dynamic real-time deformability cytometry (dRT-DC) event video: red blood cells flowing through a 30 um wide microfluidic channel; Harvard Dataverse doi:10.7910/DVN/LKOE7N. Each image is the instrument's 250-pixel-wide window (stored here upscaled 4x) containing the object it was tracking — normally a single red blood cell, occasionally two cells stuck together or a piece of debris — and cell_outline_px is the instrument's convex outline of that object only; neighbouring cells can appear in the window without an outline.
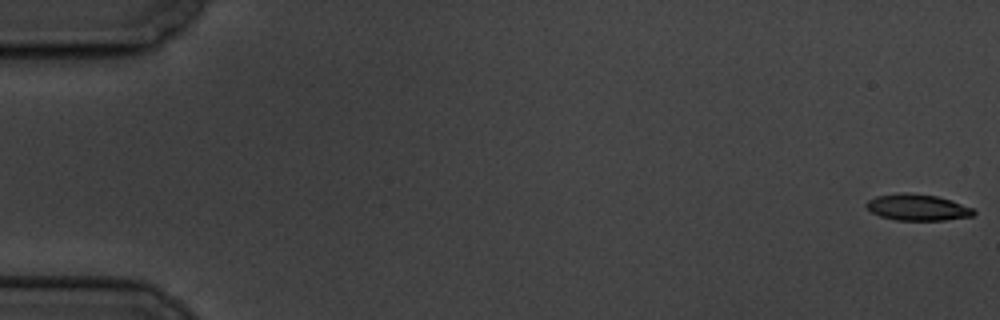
{"species": "common noctule bat (a hibernating species)", "species_latin": "Nyctalus noctula", "temperature_condition": "cold", "stored_images_in_passage": 6, "camera_frame_rate_fps": 3000, "um_per_image_px": 0.085, "animal": {"sex": "male", "body_mass_g": 19.5, "forearm_length_mm": 54.6}, "frame": {"image": 1, "passage_image": 1, "time_ms": 0.0, "image_size_px": [1000, 320], "cell_outline_px": [[976, 212], [972, 216], [944, 220], [896, 220], [880, 216], [872, 212], [864, 204], [868, 200], [876, 196], [900, 192], [908, 192], [936, 196], [952, 200], [972, 208]], "centroid_in_image_um": [77.97, 17.62], "position_along_channel_um": 7.0, "area_um2": 16.47}}
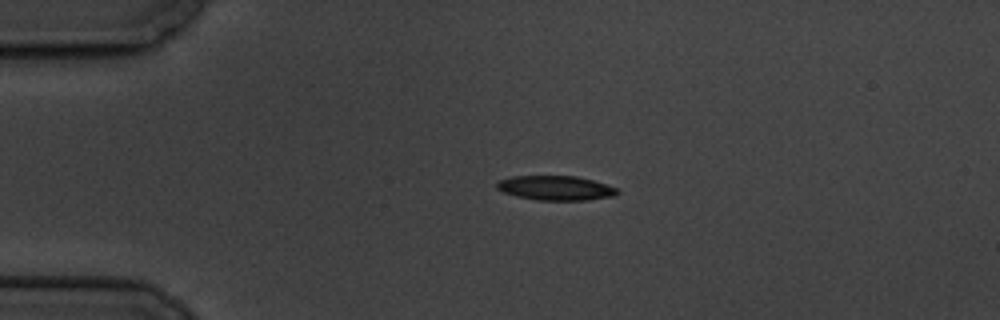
{"frame": {"image": 2, "passage_image": 5, "time_ms": 4.333, "image_size_px": [1000, 320], "cell_outline_px": [[620, 192], [616, 196], [584, 200], [540, 200], [520, 196], [504, 192], [496, 188], [496, 184], [500, 180], [512, 176], [576, 176], [592, 180], [616, 188]], "centroid_in_image_um": [47.26, 15.97], "position_along_channel_um": 37.7, "area_um2": 16.94}}